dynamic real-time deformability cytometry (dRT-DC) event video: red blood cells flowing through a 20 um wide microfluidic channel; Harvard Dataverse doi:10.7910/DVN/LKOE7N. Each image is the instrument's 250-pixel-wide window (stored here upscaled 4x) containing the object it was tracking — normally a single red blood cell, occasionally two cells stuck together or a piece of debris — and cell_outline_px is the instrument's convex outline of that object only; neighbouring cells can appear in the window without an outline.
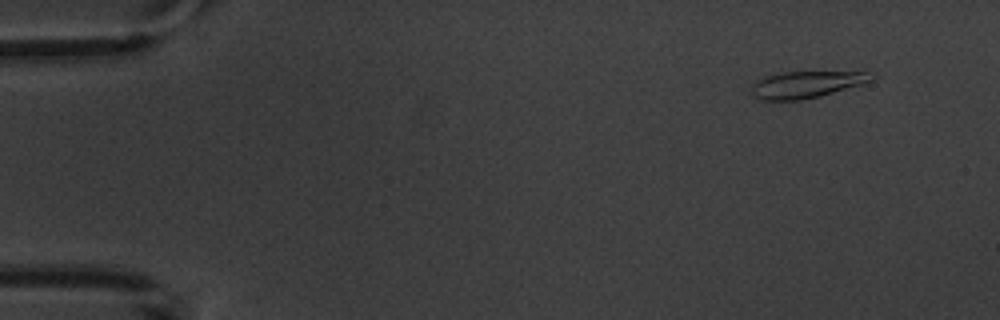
{"species": "common noctule bat (a hibernating species)", "species_latin": "Nyctalus noctula", "temperature_condition": "warm", "stored_images_in_passage": 6, "camera_frame_rate_fps": 3000, "um_per_image_px": 0.085, "animal": {"sex": "male", "body_mass_g": 20.1, "forearm_length_mm": 53.5}, "frame": {"image": 1, "passage_image": 2, "time_ms": 1.333, "image_size_px": [1000, 320], "cell_outline_px": [[876, 76], [872, 80], [860, 84], [820, 96], [800, 100], [764, 100], [756, 96], [752, 92], [752, 84], [768, 76], [784, 72], [868, 72]], "centroid_in_image_um": [68.55, 7.18], "position_along_channel_um": 16.4, "area_um2": 18.15}}